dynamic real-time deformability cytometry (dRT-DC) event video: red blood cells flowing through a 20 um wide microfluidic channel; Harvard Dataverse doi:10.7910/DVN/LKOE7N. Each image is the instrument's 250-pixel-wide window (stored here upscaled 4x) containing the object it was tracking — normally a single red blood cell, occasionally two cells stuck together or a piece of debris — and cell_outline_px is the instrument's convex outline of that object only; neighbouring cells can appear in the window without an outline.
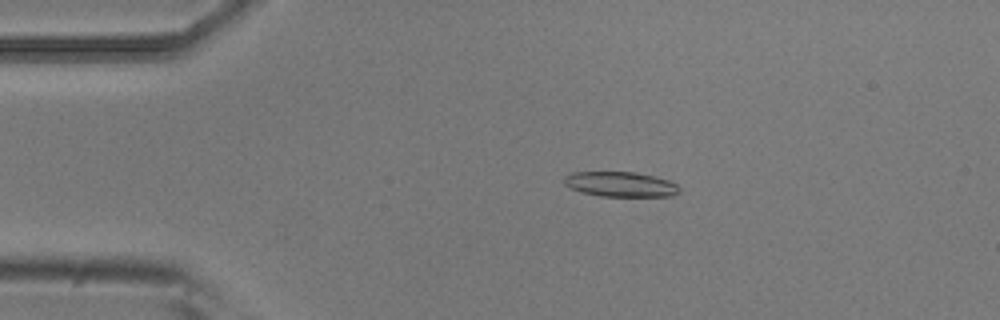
{"species": "common noctule bat (a hibernating species)", "species_latin": "Nyctalus noctula", "temperature_condition": "room temperature", "stored_images_in_passage": 3, "camera_frame_rate_fps": 3000, "um_per_image_px": 0.085, "animal": {"sex": "male", "body_mass_g": 20.5, "forearm_length_mm": 52.5}, "frame": {"image": 1, "passage_image": 2, "time_ms": 0.333, "image_size_px": [1000, 320], "cell_outline_px": [[680, 192], [672, 196], [600, 196], [580, 192], [564, 184], [564, 176], [572, 172], [636, 172], [668, 180], [676, 184], [680, 188]], "centroid_in_image_um": [52.73, 15.66], "position_along_channel_um": 32.3, "area_um2": 16.76}}